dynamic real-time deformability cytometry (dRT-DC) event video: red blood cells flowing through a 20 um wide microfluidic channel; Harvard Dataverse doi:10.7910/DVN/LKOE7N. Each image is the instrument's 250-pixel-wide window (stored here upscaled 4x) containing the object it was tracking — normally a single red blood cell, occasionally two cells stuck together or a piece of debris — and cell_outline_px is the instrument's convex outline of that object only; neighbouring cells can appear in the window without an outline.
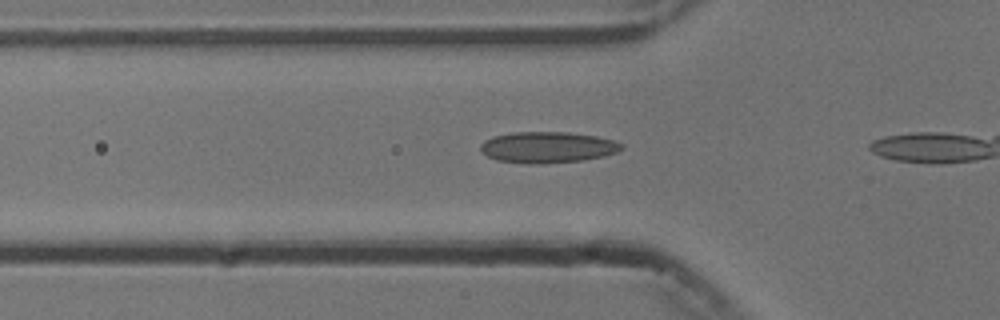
{"species": "common noctule bat (a hibernating species)", "species_latin": "Nyctalus noctula", "temperature_condition": "cold", "stored_images_in_passage": 5, "camera_frame_rate_fps": 3000, "um_per_image_px": 0.085, "animal": {"sex": "male", "body_mass_g": 13.3}, "frame": {"image": 1, "passage_image": 3, "time_ms": 0.667, "image_size_px": [1000, 320], "cell_outline_px": [[624, 148], [616, 152], [604, 156], [580, 160], [540, 164], [528, 164], [496, 160], [488, 156], [480, 148], [480, 144], [484, 140], [492, 136], [512, 132], [568, 132], [596, 136], [612, 140], [624, 144]], "centroid_in_image_um": [46.53, 12.51], "position_along_channel_um": 79.3, "area_um2": 25.61}}